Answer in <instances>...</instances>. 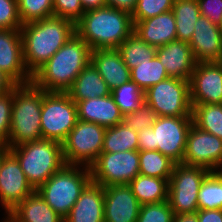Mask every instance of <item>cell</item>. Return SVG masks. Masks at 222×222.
<instances>
[{"label":"cell","instance_id":"obj_1","mask_svg":"<svg viewBox=\"0 0 222 222\" xmlns=\"http://www.w3.org/2000/svg\"><path fill=\"white\" fill-rule=\"evenodd\" d=\"M20 31L24 63L31 75L76 34L75 23L58 16L23 24Z\"/></svg>","mask_w":222,"mask_h":222},{"label":"cell","instance_id":"obj_2","mask_svg":"<svg viewBox=\"0 0 222 222\" xmlns=\"http://www.w3.org/2000/svg\"><path fill=\"white\" fill-rule=\"evenodd\" d=\"M90 62V47L74 34L32 75V82L47 92H67Z\"/></svg>","mask_w":222,"mask_h":222},{"label":"cell","instance_id":"obj_3","mask_svg":"<svg viewBox=\"0 0 222 222\" xmlns=\"http://www.w3.org/2000/svg\"><path fill=\"white\" fill-rule=\"evenodd\" d=\"M133 30L131 14L110 6L86 10L75 23L76 34L91 50L117 49Z\"/></svg>","mask_w":222,"mask_h":222},{"label":"cell","instance_id":"obj_4","mask_svg":"<svg viewBox=\"0 0 222 222\" xmlns=\"http://www.w3.org/2000/svg\"><path fill=\"white\" fill-rule=\"evenodd\" d=\"M45 90L33 82L17 84L13 88V105L11 114L8 148L26 142L43 139L41 133V108Z\"/></svg>","mask_w":222,"mask_h":222},{"label":"cell","instance_id":"obj_5","mask_svg":"<svg viewBox=\"0 0 222 222\" xmlns=\"http://www.w3.org/2000/svg\"><path fill=\"white\" fill-rule=\"evenodd\" d=\"M8 149L35 191L65 165L62 144L56 141L41 139Z\"/></svg>","mask_w":222,"mask_h":222},{"label":"cell","instance_id":"obj_6","mask_svg":"<svg viewBox=\"0 0 222 222\" xmlns=\"http://www.w3.org/2000/svg\"><path fill=\"white\" fill-rule=\"evenodd\" d=\"M90 181L89 167L65 164L36 191L64 219Z\"/></svg>","mask_w":222,"mask_h":222},{"label":"cell","instance_id":"obj_7","mask_svg":"<svg viewBox=\"0 0 222 222\" xmlns=\"http://www.w3.org/2000/svg\"><path fill=\"white\" fill-rule=\"evenodd\" d=\"M77 122V104L67 92L45 91L41 108V133L43 139L62 144Z\"/></svg>","mask_w":222,"mask_h":222},{"label":"cell","instance_id":"obj_8","mask_svg":"<svg viewBox=\"0 0 222 222\" xmlns=\"http://www.w3.org/2000/svg\"><path fill=\"white\" fill-rule=\"evenodd\" d=\"M105 130L96 123L78 120L62 143L65 164L90 167L102 152Z\"/></svg>","mask_w":222,"mask_h":222},{"label":"cell","instance_id":"obj_9","mask_svg":"<svg viewBox=\"0 0 222 222\" xmlns=\"http://www.w3.org/2000/svg\"><path fill=\"white\" fill-rule=\"evenodd\" d=\"M210 171L203 167L176 163L169 179L168 201L176 214H192L198 211V192Z\"/></svg>","mask_w":222,"mask_h":222},{"label":"cell","instance_id":"obj_10","mask_svg":"<svg viewBox=\"0 0 222 222\" xmlns=\"http://www.w3.org/2000/svg\"><path fill=\"white\" fill-rule=\"evenodd\" d=\"M144 96L157 116H192L189 81L169 77L149 87Z\"/></svg>","mask_w":222,"mask_h":222},{"label":"cell","instance_id":"obj_11","mask_svg":"<svg viewBox=\"0 0 222 222\" xmlns=\"http://www.w3.org/2000/svg\"><path fill=\"white\" fill-rule=\"evenodd\" d=\"M89 168L91 181L103 187L129 184L139 174V151L101 153Z\"/></svg>","mask_w":222,"mask_h":222},{"label":"cell","instance_id":"obj_12","mask_svg":"<svg viewBox=\"0 0 222 222\" xmlns=\"http://www.w3.org/2000/svg\"><path fill=\"white\" fill-rule=\"evenodd\" d=\"M192 116H158L152 125V150L182 163Z\"/></svg>","mask_w":222,"mask_h":222},{"label":"cell","instance_id":"obj_13","mask_svg":"<svg viewBox=\"0 0 222 222\" xmlns=\"http://www.w3.org/2000/svg\"><path fill=\"white\" fill-rule=\"evenodd\" d=\"M182 163L209 171H222V139L192 124Z\"/></svg>","mask_w":222,"mask_h":222},{"label":"cell","instance_id":"obj_14","mask_svg":"<svg viewBox=\"0 0 222 222\" xmlns=\"http://www.w3.org/2000/svg\"><path fill=\"white\" fill-rule=\"evenodd\" d=\"M35 190L28 183L17 158L9 151L3 154L0 167V203L9 213Z\"/></svg>","mask_w":222,"mask_h":222},{"label":"cell","instance_id":"obj_15","mask_svg":"<svg viewBox=\"0 0 222 222\" xmlns=\"http://www.w3.org/2000/svg\"><path fill=\"white\" fill-rule=\"evenodd\" d=\"M191 105L222 103V66L197 62L189 81Z\"/></svg>","mask_w":222,"mask_h":222},{"label":"cell","instance_id":"obj_16","mask_svg":"<svg viewBox=\"0 0 222 222\" xmlns=\"http://www.w3.org/2000/svg\"><path fill=\"white\" fill-rule=\"evenodd\" d=\"M0 69L16 84L32 82L24 63L20 29H0Z\"/></svg>","mask_w":222,"mask_h":222},{"label":"cell","instance_id":"obj_17","mask_svg":"<svg viewBox=\"0 0 222 222\" xmlns=\"http://www.w3.org/2000/svg\"><path fill=\"white\" fill-rule=\"evenodd\" d=\"M140 208L128 184L104 187L105 222H137Z\"/></svg>","mask_w":222,"mask_h":222},{"label":"cell","instance_id":"obj_18","mask_svg":"<svg viewBox=\"0 0 222 222\" xmlns=\"http://www.w3.org/2000/svg\"><path fill=\"white\" fill-rule=\"evenodd\" d=\"M188 44L197 62H219L222 58L221 27L200 15Z\"/></svg>","mask_w":222,"mask_h":222},{"label":"cell","instance_id":"obj_19","mask_svg":"<svg viewBox=\"0 0 222 222\" xmlns=\"http://www.w3.org/2000/svg\"><path fill=\"white\" fill-rule=\"evenodd\" d=\"M156 56L163 64L169 77L190 81L197 61L187 42L175 40L159 46Z\"/></svg>","mask_w":222,"mask_h":222},{"label":"cell","instance_id":"obj_20","mask_svg":"<svg viewBox=\"0 0 222 222\" xmlns=\"http://www.w3.org/2000/svg\"><path fill=\"white\" fill-rule=\"evenodd\" d=\"M63 222H105L104 187L90 181Z\"/></svg>","mask_w":222,"mask_h":222},{"label":"cell","instance_id":"obj_21","mask_svg":"<svg viewBox=\"0 0 222 222\" xmlns=\"http://www.w3.org/2000/svg\"><path fill=\"white\" fill-rule=\"evenodd\" d=\"M135 33L149 45L159 47L177 40L175 15L173 11L159 14L134 23Z\"/></svg>","mask_w":222,"mask_h":222},{"label":"cell","instance_id":"obj_22","mask_svg":"<svg viewBox=\"0 0 222 222\" xmlns=\"http://www.w3.org/2000/svg\"><path fill=\"white\" fill-rule=\"evenodd\" d=\"M78 120L91 122L105 128L116 126L123 121V114L112 95L78 101Z\"/></svg>","mask_w":222,"mask_h":222},{"label":"cell","instance_id":"obj_23","mask_svg":"<svg viewBox=\"0 0 222 222\" xmlns=\"http://www.w3.org/2000/svg\"><path fill=\"white\" fill-rule=\"evenodd\" d=\"M91 63L111 91L131 80L130 69L117 49L91 50Z\"/></svg>","mask_w":222,"mask_h":222},{"label":"cell","instance_id":"obj_24","mask_svg":"<svg viewBox=\"0 0 222 222\" xmlns=\"http://www.w3.org/2000/svg\"><path fill=\"white\" fill-rule=\"evenodd\" d=\"M67 93L77 103L78 101L108 96L111 94V90L90 62L76 77Z\"/></svg>","mask_w":222,"mask_h":222},{"label":"cell","instance_id":"obj_25","mask_svg":"<svg viewBox=\"0 0 222 222\" xmlns=\"http://www.w3.org/2000/svg\"><path fill=\"white\" fill-rule=\"evenodd\" d=\"M10 213L19 222H63V218L45 202L37 191L26 197Z\"/></svg>","mask_w":222,"mask_h":222},{"label":"cell","instance_id":"obj_26","mask_svg":"<svg viewBox=\"0 0 222 222\" xmlns=\"http://www.w3.org/2000/svg\"><path fill=\"white\" fill-rule=\"evenodd\" d=\"M128 186L140 205L168 200L169 180L138 174Z\"/></svg>","mask_w":222,"mask_h":222},{"label":"cell","instance_id":"obj_27","mask_svg":"<svg viewBox=\"0 0 222 222\" xmlns=\"http://www.w3.org/2000/svg\"><path fill=\"white\" fill-rule=\"evenodd\" d=\"M172 11L175 15L177 40L189 43L195 23L201 15L197 0H174Z\"/></svg>","mask_w":222,"mask_h":222},{"label":"cell","instance_id":"obj_28","mask_svg":"<svg viewBox=\"0 0 222 222\" xmlns=\"http://www.w3.org/2000/svg\"><path fill=\"white\" fill-rule=\"evenodd\" d=\"M138 132L125 124L119 123L116 126L106 128L101 153H115L138 150Z\"/></svg>","mask_w":222,"mask_h":222},{"label":"cell","instance_id":"obj_29","mask_svg":"<svg viewBox=\"0 0 222 222\" xmlns=\"http://www.w3.org/2000/svg\"><path fill=\"white\" fill-rule=\"evenodd\" d=\"M117 50L126 66L131 70L139 64L150 61L156 55L157 47L149 45L132 33L118 46Z\"/></svg>","mask_w":222,"mask_h":222},{"label":"cell","instance_id":"obj_30","mask_svg":"<svg viewBox=\"0 0 222 222\" xmlns=\"http://www.w3.org/2000/svg\"><path fill=\"white\" fill-rule=\"evenodd\" d=\"M198 210H222V171H210L198 192Z\"/></svg>","mask_w":222,"mask_h":222},{"label":"cell","instance_id":"obj_31","mask_svg":"<svg viewBox=\"0 0 222 222\" xmlns=\"http://www.w3.org/2000/svg\"><path fill=\"white\" fill-rule=\"evenodd\" d=\"M191 106L193 124L222 139V103Z\"/></svg>","mask_w":222,"mask_h":222},{"label":"cell","instance_id":"obj_32","mask_svg":"<svg viewBox=\"0 0 222 222\" xmlns=\"http://www.w3.org/2000/svg\"><path fill=\"white\" fill-rule=\"evenodd\" d=\"M175 164L158 150L139 151V174L169 180Z\"/></svg>","mask_w":222,"mask_h":222},{"label":"cell","instance_id":"obj_33","mask_svg":"<svg viewBox=\"0 0 222 222\" xmlns=\"http://www.w3.org/2000/svg\"><path fill=\"white\" fill-rule=\"evenodd\" d=\"M131 81L144 92L151 86L169 78L163 64L155 55L150 61L139 64L130 70Z\"/></svg>","mask_w":222,"mask_h":222},{"label":"cell","instance_id":"obj_34","mask_svg":"<svg viewBox=\"0 0 222 222\" xmlns=\"http://www.w3.org/2000/svg\"><path fill=\"white\" fill-rule=\"evenodd\" d=\"M111 95L123 116L135 112L145 102L144 91L131 80L113 89Z\"/></svg>","mask_w":222,"mask_h":222},{"label":"cell","instance_id":"obj_35","mask_svg":"<svg viewBox=\"0 0 222 222\" xmlns=\"http://www.w3.org/2000/svg\"><path fill=\"white\" fill-rule=\"evenodd\" d=\"M22 24L53 16V0H17Z\"/></svg>","mask_w":222,"mask_h":222},{"label":"cell","instance_id":"obj_36","mask_svg":"<svg viewBox=\"0 0 222 222\" xmlns=\"http://www.w3.org/2000/svg\"><path fill=\"white\" fill-rule=\"evenodd\" d=\"M173 3L174 0H138L131 14L133 24L171 11Z\"/></svg>","mask_w":222,"mask_h":222},{"label":"cell","instance_id":"obj_37","mask_svg":"<svg viewBox=\"0 0 222 222\" xmlns=\"http://www.w3.org/2000/svg\"><path fill=\"white\" fill-rule=\"evenodd\" d=\"M174 213L169 201L141 205L137 222H172Z\"/></svg>","mask_w":222,"mask_h":222},{"label":"cell","instance_id":"obj_38","mask_svg":"<svg viewBox=\"0 0 222 222\" xmlns=\"http://www.w3.org/2000/svg\"><path fill=\"white\" fill-rule=\"evenodd\" d=\"M157 117L156 112L151 108V106L144 102L135 112L125 114L122 122L136 132H140L151 127Z\"/></svg>","mask_w":222,"mask_h":222},{"label":"cell","instance_id":"obj_39","mask_svg":"<svg viewBox=\"0 0 222 222\" xmlns=\"http://www.w3.org/2000/svg\"><path fill=\"white\" fill-rule=\"evenodd\" d=\"M13 89L0 95V145L8 143L10 135Z\"/></svg>","mask_w":222,"mask_h":222},{"label":"cell","instance_id":"obj_40","mask_svg":"<svg viewBox=\"0 0 222 222\" xmlns=\"http://www.w3.org/2000/svg\"><path fill=\"white\" fill-rule=\"evenodd\" d=\"M17 0H0V29H20Z\"/></svg>","mask_w":222,"mask_h":222},{"label":"cell","instance_id":"obj_41","mask_svg":"<svg viewBox=\"0 0 222 222\" xmlns=\"http://www.w3.org/2000/svg\"><path fill=\"white\" fill-rule=\"evenodd\" d=\"M85 12L80 0H53V16L76 23Z\"/></svg>","mask_w":222,"mask_h":222},{"label":"cell","instance_id":"obj_42","mask_svg":"<svg viewBox=\"0 0 222 222\" xmlns=\"http://www.w3.org/2000/svg\"><path fill=\"white\" fill-rule=\"evenodd\" d=\"M201 16L222 26V0H197Z\"/></svg>","mask_w":222,"mask_h":222},{"label":"cell","instance_id":"obj_43","mask_svg":"<svg viewBox=\"0 0 222 222\" xmlns=\"http://www.w3.org/2000/svg\"><path fill=\"white\" fill-rule=\"evenodd\" d=\"M196 213L199 222H222V210H198Z\"/></svg>","mask_w":222,"mask_h":222},{"label":"cell","instance_id":"obj_44","mask_svg":"<svg viewBox=\"0 0 222 222\" xmlns=\"http://www.w3.org/2000/svg\"><path fill=\"white\" fill-rule=\"evenodd\" d=\"M138 151L152 150V126L138 132Z\"/></svg>","mask_w":222,"mask_h":222},{"label":"cell","instance_id":"obj_45","mask_svg":"<svg viewBox=\"0 0 222 222\" xmlns=\"http://www.w3.org/2000/svg\"><path fill=\"white\" fill-rule=\"evenodd\" d=\"M105 1H106V6H110L132 14L138 0H105Z\"/></svg>","mask_w":222,"mask_h":222},{"label":"cell","instance_id":"obj_46","mask_svg":"<svg viewBox=\"0 0 222 222\" xmlns=\"http://www.w3.org/2000/svg\"><path fill=\"white\" fill-rule=\"evenodd\" d=\"M17 84L0 69V95L12 90Z\"/></svg>","mask_w":222,"mask_h":222},{"label":"cell","instance_id":"obj_47","mask_svg":"<svg viewBox=\"0 0 222 222\" xmlns=\"http://www.w3.org/2000/svg\"><path fill=\"white\" fill-rule=\"evenodd\" d=\"M80 2L85 11L106 6L105 0H80Z\"/></svg>","mask_w":222,"mask_h":222},{"label":"cell","instance_id":"obj_48","mask_svg":"<svg viewBox=\"0 0 222 222\" xmlns=\"http://www.w3.org/2000/svg\"><path fill=\"white\" fill-rule=\"evenodd\" d=\"M172 222H199L197 213L192 214H176Z\"/></svg>","mask_w":222,"mask_h":222},{"label":"cell","instance_id":"obj_49","mask_svg":"<svg viewBox=\"0 0 222 222\" xmlns=\"http://www.w3.org/2000/svg\"><path fill=\"white\" fill-rule=\"evenodd\" d=\"M7 216L3 217V221L1 222H19L10 212L6 213Z\"/></svg>","mask_w":222,"mask_h":222},{"label":"cell","instance_id":"obj_50","mask_svg":"<svg viewBox=\"0 0 222 222\" xmlns=\"http://www.w3.org/2000/svg\"><path fill=\"white\" fill-rule=\"evenodd\" d=\"M8 150V147L0 145V167L3 161V154Z\"/></svg>","mask_w":222,"mask_h":222}]
</instances>
